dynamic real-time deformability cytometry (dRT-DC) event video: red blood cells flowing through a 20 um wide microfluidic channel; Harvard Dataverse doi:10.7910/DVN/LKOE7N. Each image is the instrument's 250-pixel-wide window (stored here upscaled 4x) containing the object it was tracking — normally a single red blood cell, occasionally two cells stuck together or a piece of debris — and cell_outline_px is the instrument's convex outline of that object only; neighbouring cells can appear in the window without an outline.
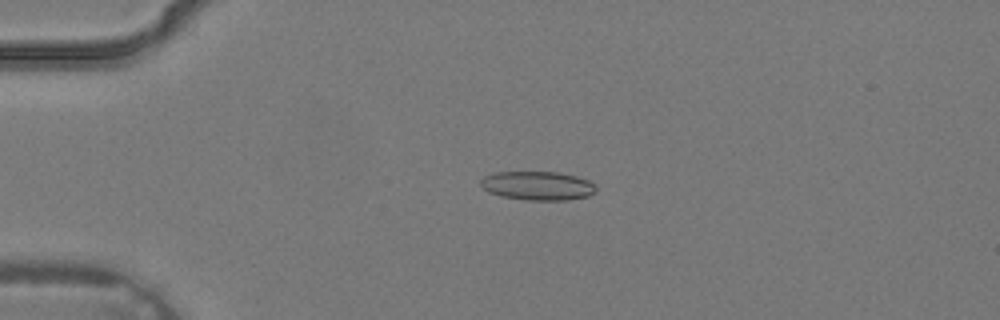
{"species": "common noctule bat (a hibernating species)", "species_latin": "Nyctalus noctula", "temperature_condition": "warm", "stored_images_in_passage": 3, "camera_frame_rate_fps": 3000, "um_per_image_px": 0.085, "animal": {"sex": "male", "body_mass_g": 19.2, "forearm_length_mm": 51.8}, "frame": {"image": 1, "passage_image": 2, "time_ms": 0.333, "image_size_px": [1000, 320], "cell_outline_px": [[596, 192], [588, 196], [568, 200], [528, 200], [500, 196], [488, 192], [480, 184], [480, 180], [484, 176], [496, 172], [560, 172], [576, 176], [588, 180], [596, 184]], "centroid_in_image_um": [45.72, 15.78], "position_along_channel_um": 39.3, "area_um2": 19.54}}